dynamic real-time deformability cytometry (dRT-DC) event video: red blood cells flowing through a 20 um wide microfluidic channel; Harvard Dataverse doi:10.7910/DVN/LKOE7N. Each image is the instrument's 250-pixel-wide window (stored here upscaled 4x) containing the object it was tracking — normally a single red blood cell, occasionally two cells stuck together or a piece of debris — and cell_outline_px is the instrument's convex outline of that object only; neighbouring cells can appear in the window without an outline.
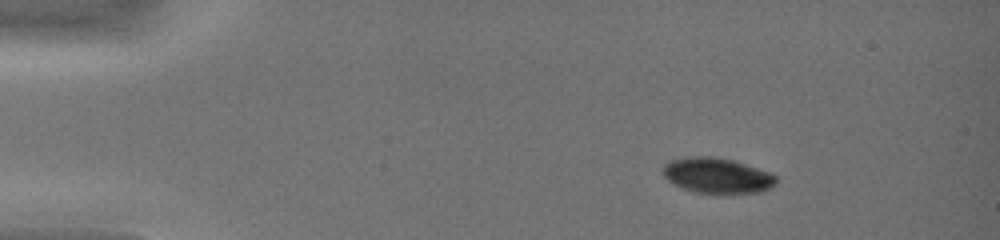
{"species": "common noctule bat (a hibernating species)", "species_latin": "Nyctalus noctula", "temperature_condition": "warm", "stored_images_in_passage": 45, "camera_frame_rate_fps": 3000, "um_per_image_px": 0.085, "animal": {"sex": "female", "body_mass_g": 19.0, "forearm_length_mm": 51.5}, "frame": {"image": 1, "passage_image": 8, "time_ms": 2.333, "image_size_px": [1000, 240], "cell_outline_px": [[776, 184], [772, 188], [764, 192], [724, 196], [720, 196], [692, 192], [680, 188], [672, 184], [664, 176], [664, 164], [668, 160], [688, 156], [716, 156], [732, 160], [772, 172], [776, 176]], "centroid_in_image_um": [60.99, 14.97], "position_along_channel_um": 24.0, "area_um2": 24.62}}
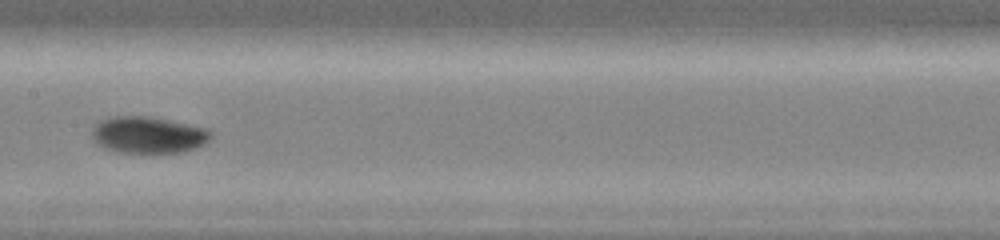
{"frame": {"image": 2, "passage_image": 26, "time_ms": 8.333, "image_size_px": [1000, 240], "cell_outline_px": [[212, 136], [204, 144], [196, 148], [184, 152], [116, 152], [96, 144], [92, 136], [92, 128], [100, 120], [108, 116], [152, 116], [212, 128]], "centroid_in_image_um": [12.64, 11.44], "position_along_channel_um": 194.8, "area_um2": 25.89}}
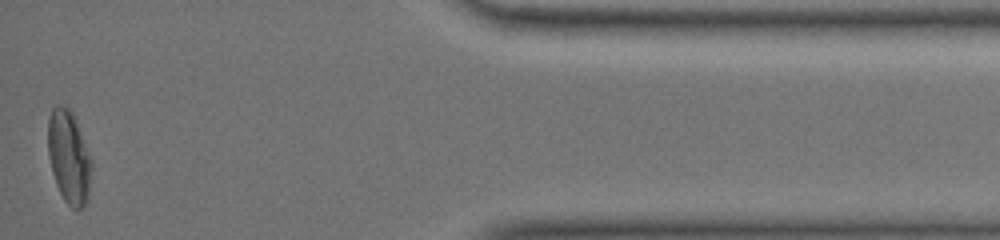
{"frame": {"image": 3, "passage_image": 45, "time_ms": 14.667, "image_size_px": [1000, 240], "cell_outline_px": [[92, 168], [88, 200], [80, 208], [72, 208], [64, 200], [56, 184], [52, 172], [48, 156], [48, 120], [52, 108], [56, 104], [60, 104], [68, 108], [76, 116], [92, 160]], "centroid_in_image_um": [5.87, 13.31], "position_along_channel_um": 429.3, "area_um2": 23.99}, "authors_computed_cell_mechanics": {"area_um2": 23.987, "velocity_mm_per_s": 4.4101, "shape_relaxation_time_tau1_ms": 5.6707, "shape_relaxation_time_tau2_ms": null, "deformation_change_tau1": 0.1946, "deformation_change_tau2": null}}